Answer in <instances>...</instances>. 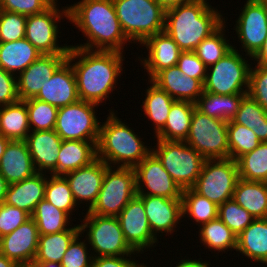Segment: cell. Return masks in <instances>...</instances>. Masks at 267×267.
<instances>
[{
	"label": "cell",
	"mask_w": 267,
	"mask_h": 267,
	"mask_svg": "<svg viewBox=\"0 0 267 267\" xmlns=\"http://www.w3.org/2000/svg\"><path fill=\"white\" fill-rule=\"evenodd\" d=\"M8 185L9 184L7 183L6 179L0 173V204H2L5 201Z\"/></svg>",
	"instance_id": "57"
},
{
	"label": "cell",
	"mask_w": 267,
	"mask_h": 267,
	"mask_svg": "<svg viewBox=\"0 0 267 267\" xmlns=\"http://www.w3.org/2000/svg\"><path fill=\"white\" fill-rule=\"evenodd\" d=\"M54 2L55 0H0V10L29 16L44 12Z\"/></svg>",
	"instance_id": "50"
},
{
	"label": "cell",
	"mask_w": 267,
	"mask_h": 267,
	"mask_svg": "<svg viewBox=\"0 0 267 267\" xmlns=\"http://www.w3.org/2000/svg\"><path fill=\"white\" fill-rule=\"evenodd\" d=\"M19 101L17 93V77L0 67V106Z\"/></svg>",
	"instance_id": "52"
},
{
	"label": "cell",
	"mask_w": 267,
	"mask_h": 267,
	"mask_svg": "<svg viewBox=\"0 0 267 267\" xmlns=\"http://www.w3.org/2000/svg\"><path fill=\"white\" fill-rule=\"evenodd\" d=\"M34 267H61L60 263L57 262H46V263H32Z\"/></svg>",
	"instance_id": "60"
},
{
	"label": "cell",
	"mask_w": 267,
	"mask_h": 267,
	"mask_svg": "<svg viewBox=\"0 0 267 267\" xmlns=\"http://www.w3.org/2000/svg\"><path fill=\"white\" fill-rule=\"evenodd\" d=\"M78 234H80V226L74 225L65 231L40 235L37 253L33 263H61L69 244Z\"/></svg>",
	"instance_id": "34"
},
{
	"label": "cell",
	"mask_w": 267,
	"mask_h": 267,
	"mask_svg": "<svg viewBox=\"0 0 267 267\" xmlns=\"http://www.w3.org/2000/svg\"><path fill=\"white\" fill-rule=\"evenodd\" d=\"M181 199L183 217L188 215L187 217L192 218V221L195 220L197 225L201 226L218 218V205L192 188L183 189Z\"/></svg>",
	"instance_id": "39"
},
{
	"label": "cell",
	"mask_w": 267,
	"mask_h": 267,
	"mask_svg": "<svg viewBox=\"0 0 267 267\" xmlns=\"http://www.w3.org/2000/svg\"><path fill=\"white\" fill-rule=\"evenodd\" d=\"M143 200L145 213L152 233H170L175 231L183 217L182 199L166 198L163 196L138 195Z\"/></svg>",
	"instance_id": "19"
},
{
	"label": "cell",
	"mask_w": 267,
	"mask_h": 267,
	"mask_svg": "<svg viewBox=\"0 0 267 267\" xmlns=\"http://www.w3.org/2000/svg\"><path fill=\"white\" fill-rule=\"evenodd\" d=\"M17 263L0 253V267H16Z\"/></svg>",
	"instance_id": "58"
},
{
	"label": "cell",
	"mask_w": 267,
	"mask_h": 267,
	"mask_svg": "<svg viewBox=\"0 0 267 267\" xmlns=\"http://www.w3.org/2000/svg\"><path fill=\"white\" fill-rule=\"evenodd\" d=\"M247 94L220 95L203 90L195 102L196 109L209 117L230 122L239 110L242 99Z\"/></svg>",
	"instance_id": "32"
},
{
	"label": "cell",
	"mask_w": 267,
	"mask_h": 267,
	"mask_svg": "<svg viewBox=\"0 0 267 267\" xmlns=\"http://www.w3.org/2000/svg\"><path fill=\"white\" fill-rule=\"evenodd\" d=\"M195 103L176 100L164 127L155 134L158 140L185 141L190 131Z\"/></svg>",
	"instance_id": "31"
},
{
	"label": "cell",
	"mask_w": 267,
	"mask_h": 267,
	"mask_svg": "<svg viewBox=\"0 0 267 267\" xmlns=\"http://www.w3.org/2000/svg\"><path fill=\"white\" fill-rule=\"evenodd\" d=\"M245 59L233 46L227 55L207 68L203 90L220 95L247 94L251 65Z\"/></svg>",
	"instance_id": "8"
},
{
	"label": "cell",
	"mask_w": 267,
	"mask_h": 267,
	"mask_svg": "<svg viewBox=\"0 0 267 267\" xmlns=\"http://www.w3.org/2000/svg\"><path fill=\"white\" fill-rule=\"evenodd\" d=\"M26 20V15L0 10V42L25 38Z\"/></svg>",
	"instance_id": "46"
},
{
	"label": "cell",
	"mask_w": 267,
	"mask_h": 267,
	"mask_svg": "<svg viewBox=\"0 0 267 267\" xmlns=\"http://www.w3.org/2000/svg\"><path fill=\"white\" fill-rule=\"evenodd\" d=\"M62 139L54 129L31 131L25 139L37 172L57 175V159Z\"/></svg>",
	"instance_id": "22"
},
{
	"label": "cell",
	"mask_w": 267,
	"mask_h": 267,
	"mask_svg": "<svg viewBox=\"0 0 267 267\" xmlns=\"http://www.w3.org/2000/svg\"><path fill=\"white\" fill-rule=\"evenodd\" d=\"M68 20L88 38L74 47L123 53L125 43H132L122 30L112 0H81L68 6Z\"/></svg>",
	"instance_id": "2"
},
{
	"label": "cell",
	"mask_w": 267,
	"mask_h": 267,
	"mask_svg": "<svg viewBox=\"0 0 267 267\" xmlns=\"http://www.w3.org/2000/svg\"><path fill=\"white\" fill-rule=\"evenodd\" d=\"M99 105L79 100L60 107L54 130L62 140L98 142L101 122L95 107Z\"/></svg>",
	"instance_id": "12"
},
{
	"label": "cell",
	"mask_w": 267,
	"mask_h": 267,
	"mask_svg": "<svg viewBox=\"0 0 267 267\" xmlns=\"http://www.w3.org/2000/svg\"><path fill=\"white\" fill-rule=\"evenodd\" d=\"M131 257L132 255L93 257L91 267H140L142 265L133 258L131 260Z\"/></svg>",
	"instance_id": "53"
},
{
	"label": "cell",
	"mask_w": 267,
	"mask_h": 267,
	"mask_svg": "<svg viewBox=\"0 0 267 267\" xmlns=\"http://www.w3.org/2000/svg\"><path fill=\"white\" fill-rule=\"evenodd\" d=\"M61 10L55 1L44 12L27 16L25 38L42 54H68L71 45L60 46L57 39L60 37L57 22L63 17L68 20V7Z\"/></svg>",
	"instance_id": "13"
},
{
	"label": "cell",
	"mask_w": 267,
	"mask_h": 267,
	"mask_svg": "<svg viewBox=\"0 0 267 267\" xmlns=\"http://www.w3.org/2000/svg\"><path fill=\"white\" fill-rule=\"evenodd\" d=\"M140 267H147L144 263Z\"/></svg>",
	"instance_id": "63"
},
{
	"label": "cell",
	"mask_w": 267,
	"mask_h": 267,
	"mask_svg": "<svg viewBox=\"0 0 267 267\" xmlns=\"http://www.w3.org/2000/svg\"><path fill=\"white\" fill-rule=\"evenodd\" d=\"M239 179L237 161L226 159H205L201 173L191 187L216 205L233 198Z\"/></svg>",
	"instance_id": "10"
},
{
	"label": "cell",
	"mask_w": 267,
	"mask_h": 267,
	"mask_svg": "<svg viewBox=\"0 0 267 267\" xmlns=\"http://www.w3.org/2000/svg\"><path fill=\"white\" fill-rule=\"evenodd\" d=\"M0 173L8 184L20 182L37 173L25 141L8 142L0 158Z\"/></svg>",
	"instance_id": "26"
},
{
	"label": "cell",
	"mask_w": 267,
	"mask_h": 267,
	"mask_svg": "<svg viewBox=\"0 0 267 267\" xmlns=\"http://www.w3.org/2000/svg\"><path fill=\"white\" fill-rule=\"evenodd\" d=\"M158 4L164 9L179 6L180 4L191 2L192 0H156Z\"/></svg>",
	"instance_id": "56"
},
{
	"label": "cell",
	"mask_w": 267,
	"mask_h": 267,
	"mask_svg": "<svg viewBox=\"0 0 267 267\" xmlns=\"http://www.w3.org/2000/svg\"><path fill=\"white\" fill-rule=\"evenodd\" d=\"M125 241L137 253L158 244L149 226L143 200L136 194L117 216ZM155 244V245H154ZM142 251V252H141Z\"/></svg>",
	"instance_id": "16"
},
{
	"label": "cell",
	"mask_w": 267,
	"mask_h": 267,
	"mask_svg": "<svg viewBox=\"0 0 267 267\" xmlns=\"http://www.w3.org/2000/svg\"><path fill=\"white\" fill-rule=\"evenodd\" d=\"M80 226V234L85 236L94 251L93 257L133 255L135 251L125 241L121 225L117 217L84 215ZM86 229V230H85ZM88 229V230H87ZM84 232V233H83ZM96 253V254H94Z\"/></svg>",
	"instance_id": "9"
},
{
	"label": "cell",
	"mask_w": 267,
	"mask_h": 267,
	"mask_svg": "<svg viewBox=\"0 0 267 267\" xmlns=\"http://www.w3.org/2000/svg\"><path fill=\"white\" fill-rule=\"evenodd\" d=\"M218 218L237 236L255 219L233 198L218 206Z\"/></svg>",
	"instance_id": "45"
},
{
	"label": "cell",
	"mask_w": 267,
	"mask_h": 267,
	"mask_svg": "<svg viewBox=\"0 0 267 267\" xmlns=\"http://www.w3.org/2000/svg\"><path fill=\"white\" fill-rule=\"evenodd\" d=\"M234 201L255 219L267 218V183L239 178L236 182Z\"/></svg>",
	"instance_id": "30"
},
{
	"label": "cell",
	"mask_w": 267,
	"mask_h": 267,
	"mask_svg": "<svg viewBox=\"0 0 267 267\" xmlns=\"http://www.w3.org/2000/svg\"><path fill=\"white\" fill-rule=\"evenodd\" d=\"M25 103L31 131L54 129L59 108L36 98L27 99Z\"/></svg>",
	"instance_id": "44"
},
{
	"label": "cell",
	"mask_w": 267,
	"mask_h": 267,
	"mask_svg": "<svg viewBox=\"0 0 267 267\" xmlns=\"http://www.w3.org/2000/svg\"><path fill=\"white\" fill-rule=\"evenodd\" d=\"M151 152L181 189L191 188L201 173L205 158L185 141L158 140Z\"/></svg>",
	"instance_id": "6"
},
{
	"label": "cell",
	"mask_w": 267,
	"mask_h": 267,
	"mask_svg": "<svg viewBox=\"0 0 267 267\" xmlns=\"http://www.w3.org/2000/svg\"><path fill=\"white\" fill-rule=\"evenodd\" d=\"M41 55L42 53L26 38L0 42V67L15 76L28 68Z\"/></svg>",
	"instance_id": "28"
},
{
	"label": "cell",
	"mask_w": 267,
	"mask_h": 267,
	"mask_svg": "<svg viewBox=\"0 0 267 267\" xmlns=\"http://www.w3.org/2000/svg\"><path fill=\"white\" fill-rule=\"evenodd\" d=\"M176 66L184 75L198 79L202 84L204 83L207 67L194 51H182Z\"/></svg>",
	"instance_id": "51"
},
{
	"label": "cell",
	"mask_w": 267,
	"mask_h": 267,
	"mask_svg": "<svg viewBox=\"0 0 267 267\" xmlns=\"http://www.w3.org/2000/svg\"><path fill=\"white\" fill-rule=\"evenodd\" d=\"M208 0H192L165 10L164 32L182 51H194L200 42L225 21Z\"/></svg>",
	"instance_id": "3"
},
{
	"label": "cell",
	"mask_w": 267,
	"mask_h": 267,
	"mask_svg": "<svg viewBox=\"0 0 267 267\" xmlns=\"http://www.w3.org/2000/svg\"><path fill=\"white\" fill-rule=\"evenodd\" d=\"M225 25L224 22L215 32L203 39L194 50V53L207 68L216 64L233 49L229 40L224 36L226 35L224 34Z\"/></svg>",
	"instance_id": "41"
},
{
	"label": "cell",
	"mask_w": 267,
	"mask_h": 267,
	"mask_svg": "<svg viewBox=\"0 0 267 267\" xmlns=\"http://www.w3.org/2000/svg\"><path fill=\"white\" fill-rule=\"evenodd\" d=\"M47 177L45 198L58 209L65 211L70 217L77 206L68 181L63 175ZM71 213V214H70Z\"/></svg>",
	"instance_id": "42"
},
{
	"label": "cell",
	"mask_w": 267,
	"mask_h": 267,
	"mask_svg": "<svg viewBox=\"0 0 267 267\" xmlns=\"http://www.w3.org/2000/svg\"><path fill=\"white\" fill-rule=\"evenodd\" d=\"M148 52L147 57H138L146 69L149 80H151L159 71L175 66L179 60L182 50L176 42L165 32L149 36L142 43Z\"/></svg>",
	"instance_id": "23"
},
{
	"label": "cell",
	"mask_w": 267,
	"mask_h": 267,
	"mask_svg": "<svg viewBox=\"0 0 267 267\" xmlns=\"http://www.w3.org/2000/svg\"><path fill=\"white\" fill-rule=\"evenodd\" d=\"M30 218L28 212L3 202L0 204V237L10 234Z\"/></svg>",
	"instance_id": "49"
},
{
	"label": "cell",
	"mask_w": 267,
	"mask_h": 267,
	"mask_svg": "<svg viewBox=\"0 0 267 267\" xmlns=\"http://www.w3.org/2000/svg\"><path fill=\"white\" fill-rule=\"evenodd\" d=\"M67 60V54H42L28 68L17 75L19 100L35 98L44 84Z\"/></svg>",
	"instance_id": "17"
},
{
	"label": "cell",
	"mask_w": 267,
	"mask_h": 267,
	"mask_svg": "<svg viewBox=\"0 0 267 267\" xmlns=\"http://www.w3.org/2000/svg\"><path fill=\"white\" fill-rule=\"evenodd\" d=\"M252 60L256 61V65L267 66V37L262 45V47L258 50V52L252 57Z\"/></svg>",
	"instance_id": "54"
},
{
	"label": "cell",
	"mask_w": 267,
	"mask_h": 267,
	"mask_svg": "<svg viewBox=\"0 0 267 267\" xmlns=\"http://www.w3.org/2000/svg\"><path fill=\"white\" fill-rule=\"evenodd\" d=\"M107 116L104 124L100 125L97 158L108 166L134 168L151 152V148L144 145L142 139L113 110Z\"/></svg>",
	"instance_id": "4"
},
{
	"label": "cell",
	"mask_w": 267,
	"mask_h": 267,
	"mask_svg": "<svg viewBox=\"0 0 267 267\" xmlns=\"http://www.w3.org/2000/svg\"><path fill=\"white\" fill-rule=\"evenodd\" d=\"M241 10L234 29L251 59L267 37V8L262 0H247Z\"/></svg>",
	"instance_id": "15"
},
{
	"label": "cell",
	"mask_w": 267,
	"mask_h": 267,
	"mask_svg": "<svg viewBox=\"0 0 267 267\" xmlns=\"http://www.w3.org/2000/svg\"><path fill=\"white\" fill-rule=\"evenodd\" d=\"M39 231L32 218L1 237L0 253L17 264H32L38 248Z\"/></svg>",
	"instance_id": "18"
},
{
	"label": "cell",
	"mask_w": 267,
	"mask_h": 267,
	"mask_svg": "<svg viewBox=\"0 0 267 267\" xmlns=\"http://www.w3.org/2000/svg\"><path fill=\"white\" fill-rule=\"evenodd\" d=\"M31 218L36 223L40 235L68 230L71 219L65 211L58 209L46 199L37 204Z\"/></svg>",
	"instance_id": "38"
},
{
	"label": "cell",
	"mask_w": 267,
	"mask_h": 267,
	"mask_svg": "<svg viewBox=\"0 0 267 267\" xmlns=\"http://www.w3.org/2000/svg\"><path fill=\"white\" fill-rule=\"evenodd\" d=\"M199 237L200 243L214 252L237 249V235L219 218L201 225Z\"/></svg>",
	"instance_id": "37"
},
{
	"label": "cell",
	"mask_w": 267,
	"mask_h": 267,
	"mask_svg": "<svg viewBox=\"0 0 267 267\" xmlns=\"http://www.w3.org/2000/svg\"><path fill=\"white\" fill-rule=\"evenodd\" d=\"M247 94L267 111V66L251 67Z\"/></svg>",
	"instance_id": "48"
},
{
	"label": "cell",
	"mask_w": 267,
	"mask_h": 267,
	"mask_svg": "<svg viewBox=\"0 0 267 267\" xmlns=\"http://www.w3.org/2000/svg\"><path fill=\"white\" fill-rule=\"evenodd\" d=\"M228 123L251 129L260 142H267V111L248 94L242 99L235 117Z\"/></svg>",
	"instance_id": "36"
},
{
	"label": "cell",
	"mask_w": 267,
	"mask_h": 267,
	"mask_svg": "<svg viewBox=\"0 0 267 267\" xmlns=\"http://www.w3.org/2000/svg\"><path fill=\"white\" fill-rule=\"evenodd\" d=\"M78 234L69 244L67 251L61 260V267H91L93 255L88 252L86 240H80ZM80 240V242H79Z\"/></svg>",
	"instance_id": "47"
},
{
	"label": "cell",
	"mask_w": 267,
	"mask_h": 267,
	"mask_svg": "<svg viewBox=\"0 0 267 267\" xmlns=\"http://www.w3.org/2000/svg\"><path fill=\"white\" fill-rule=\"evenodd\" d=\"M151 81L174 100L195 103L203 93V84L184 75L176 65L159 71Z\"/></svg>",
	"instance_id": "24"
},
{
	"label": "cell",
	"mask_w": 267,
	"mask_h": 267,
	"mask_svg": "<svg viewBox=\"0 0 267 267\" xmlns=\"http://www.w3.org/2000/svg\"><path fill=\"white\" fill-rule=\"evenodd\" d=\"M124 58L123 53L117 51L88 50L70 46L67 60L71 63L76 77L80 100L97 105L106 101L109 94L114 91L118 76L124 69Z\"/></svg>",
	"instance_id": "1"
},
{
	"label": "cell",
	"mask_w": 267,
	"mask_h": 267,
	"mask_svg": "<svg viewBox=\"0 0 267 267\" xmlns=\"http://www.w3.org/2000/svg\"><path fill=\"white\" fill-rule=\"evenodd\" d=\"M125 36L141 44L164 32L165 10L156 0H112Z\"/></svg>",
	"instance_id": "5"
},
{
	"label": "cell",
	"mask_w": 267,
	"mask_h": 267,
	"mask_svg": "<svg viewBox=\"0 0 267 267\" xmlns=\"http://www.w3.org/2000/svg\"><path fill=\"white\" fill-rule=\"evenodd\" d=\"M237 251L254 262L267 265V218L254 219L237 236Z\"/></svg>",
	"instance_id": "29"
},
{
	"label": "cell",
	"mask_w": 267,
	"mask_h": 267,
	"mask_svg": "<svg viewBox=\"0 0 267 267\" xmlns=\"http://www.w3.org/2000/svg\"><path fill=\"white\" fill-rule=\"evenodd\" d=\"M108 165L96 159L90 165L70 171L63 176L69 183L75 202H88L90 209L96 202L97 196L102 186L105 170ZM81 201V202H80Z\"/></svg>",
	"instance_id": "20"
},
{
	"label": "cell",
	"mask_w": 267,
	"mask_h": 267,
	"mask_svg": "<svg viewBox=\"0 0 267 267\" xmlns=\"http://www.w3.org/2000/svg\"><path fill=\"white\" fill-rule=\"evenodd\" d=\"M228 122L209 117L194 109L185 142L205 159L229 158Z\"/></svg>",
	"instance_id": "11"
},
{
	"label": "cell",
	"mask_w": 267,
	"mask_h": 267,
	"mask_svg": "<svg viewBox=\"0 0 267 267\" xmlns=\"http://www.w3.org/2000/svg\"><path fill=\"white\" fill-rule=\"evenodd\" d=\"M97 142L63 140L57 159V175L90 165L97 159Z\"/></svg>",
	"instance_id": "27"
},
{
	"label": "cell",
	"mask_w": 267,
	"mask_h": 267,
	"mask_svg": "<svg viewBox=\"0 0 267 267\" xmlns=\"http://www.w3.org/2000/svg\"><path fill=\"white\" fill-rule=\"evenodd\" d=\"M35 98L57 108L76 103L80 100L76 77L68 60L55 71Z\"/></svg>",
	"instance_id": "21"
},
{
	"label": "cell",
	"mask_w": 267,
	"mask_h": 267,
	"mask_svg": "<svg viewBox=\"0 0 267 267\" xmlns=\"http://www.w3.org/2000/svg\"><path fill=\"white\" fill-rule=\"evenodd\" d=\"M30 130L25 101L0 106V134L9 140L25 141Z\"/></svg>",
	"instance_id": "33"
},
{
	"label": "cell",
	"mask_w": 267,
	"mask_h": 267,
	"mask_svg": "<svg viewBox=\"0 0 267 267\" xmlns=\"http://www.w3.org/2000/svg\"><path fill=\"white\" fill-rule=\"evenodd\" d=\"M229 158L237 161L244 154L254 150L261 142L255 133L237 123H228Z\"/></svg>",
	"instance_id": "43"
},
{
	"label": "cell",
	"mask_w": 267,
	"mask_h": 267,
	"mask_svg": "<svg viewBox=\"0 0 267 267\" xmlns=\"http://www.w3.org/2000/svg\"><path fill=\"white\" fill-rule=\"evenodd\" d=\"M150 87L146 89V96L142 101L144 114L153 121L154 132L157 134L165 125L171 106L176 101L164 90L160 89L151 80H148Z\"/></svg>",
	"instance_id": "35"
},
{
	"label": "cell",
	"mask_w": 267,
	"mask_h": 267,
	"mask_svg": "<svg viewBox=\"0 0 267 267\" xmlns=\"http://www.w3.org/2000/svg\"><path fill=\"white\" fill-rule=\"evenodd\" d=\"M136 194L134 168L108 166L96 202L86 213L117 217Z\"/></svg>",
	"instance_id": "7"
},
{
	"label": "cell",
	"mask_w": 267,
	"mask_h": 267,
	"mask_svg": "<svg viewBox=\"0 0 267 267\" xmlns=\"http://www.w3.org/2000/svg\"><path fill=\"white\" fill-rule=\"evenodd\" d=\"M264 2V4L266 5L267 8V0H262Z\"/></svg>",
	"instance_id": "62"
},
{
	"label": "cell",
	"mask_w": 267,
	"mask_h": 267,
	"mask_svg": "<svg viewBox=\"0 0 267 267\" xmlns=\"http://www.w3.org/2000/svg\"><path fill=\"white\" fill-rule=\"evenodd\" d=\"M239 178L267 183V142H261L254 150L237 160Z\"/></svg>",
	"instance_id": "40"
},
{
	"label": "cell",
	"mask_w": 267,
	"mask_h": 267,
	"mask_svg": "<svg viewBox=\"0 0 267 267\" xmlns=\"http://www.w3.org/2000/svg\"><path fill=\"white\" fill-rule=\"evenodd\" d=\"M134 171L137 195L163 196L166 198L182 197L181 187L173 180L152 152L134 167Z\"/></svg>",
	"instance_id": "14"
},
{
	"label": "cell",
	"mask_w": 267,
	"mask_h": 267,
	"mask_svg": "<svg viewBox=\"0 0 267 267\" xmlns=\"http://www.w3.org/2000/svg\"><path fill=\"white\" fill-rule=\"evenodd\" d=\"M10 140L6 137H4L2 134H0V158L5 152V148Z\"/></svg>",
	"instance_id": "59"
},
{
	"label": "cell",
	"mask_w": 267,
	"mask_h": 267,
	"mask_svg": "<svg viewBox=\"0 0 267 267\" xmlns=\"http://www.w3.org/2000/svg\"><path fill=\"white\" fill-rule=\"evenodd\" d=\"M210 265L204 261L200 260H192V259H182L180 262H178V265L176 264L175 267H209Z\"/></svg>",
	"instance_id": "55"
},
{
	"label": "cell",
	"mask_w": 267,
	"mask_h": 267,
	"mask_svg": "<svg viewBox=\"0 0 267 267\" xmlns=\"http://www.w3.org/2000/svg\"><path fill=\"white\" fill-rule=\"evenodd\" d=\"M16 267H34L33 264H17Z\"/></svg>",
	"instance_id": "61"
},
{
	"label": "cell",
	"mask_w": 267,
	"mask_h": 267,
	"mask_svg": "<svg viewBox=\"0 0 267 267\" xmlns=\"http://www.w3.org/2000/svg\"><path fill=\"white\" fill-rule=\"evenodd\" d=\"M47 173L37 172L20 182L8 185L4 203L33 214L37 204L45 198Z\"/></svg>",
	"instance_id": "25"
}]
</instances>
